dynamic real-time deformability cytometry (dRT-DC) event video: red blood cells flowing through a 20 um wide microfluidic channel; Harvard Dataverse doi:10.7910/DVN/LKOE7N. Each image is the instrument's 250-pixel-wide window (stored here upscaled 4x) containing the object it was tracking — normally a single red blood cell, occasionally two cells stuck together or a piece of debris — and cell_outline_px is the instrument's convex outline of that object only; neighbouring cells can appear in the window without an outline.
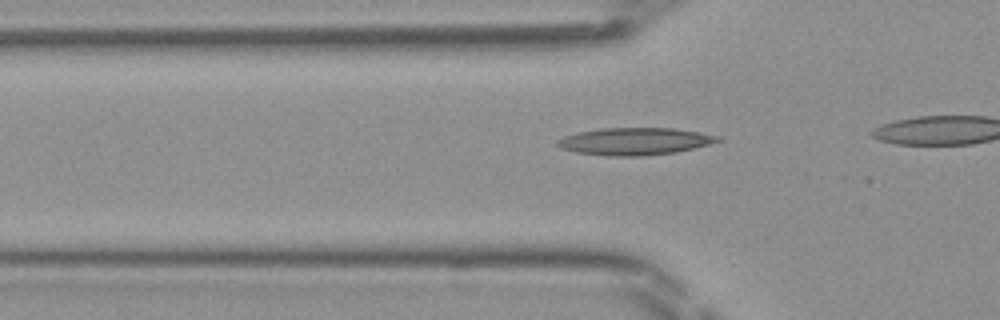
{"species": "Egyptian fruit bat (a non-hibernating species)", "species_latin": "Rousettus aegyptiacus", "temperature_condition": "room temperature", "stored_images_in_passage": 20, "camera_frame_rate_fps": 3000, "um_per_image_px": 0.085, "frame": {"image": 1, "passage_image": 12, "time_ms": 3.667, "image_size_px": [1000, 320], "cell_outline_px": [[724, 140], [676, 152], [640, 156], [608, 156], [576, 152], [560, 148], [556, 144], [556, 140], [564, 136], [580, 132], [600, 128], [676, 128], [700, 132], [720, 136]], "centroid_in_image_um": [53.96, 12.01], "position_along_channel_um": 71.8, "area_um2": 25.49}}
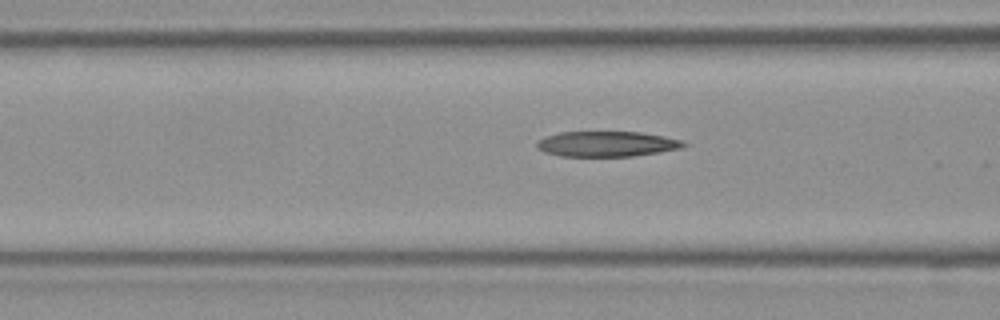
{"frame": {"image": 2, "passage_image": 15, "time_ms": 4.667, "image_size_px": [1000, 320], "cell_outline_px": [[688, 144], [680, 148], [660, 152], [632, 156], [560, 156], [544, 152], [536, 148], [536, 144], [540, 140], [548, 136], [560, 132], [640, 132], [664, 136], [684, 140]], "centroid_in_image_um": [51.61, 12.24], "position_along_channel_um": 115.0, "area_um2": 21.62}}